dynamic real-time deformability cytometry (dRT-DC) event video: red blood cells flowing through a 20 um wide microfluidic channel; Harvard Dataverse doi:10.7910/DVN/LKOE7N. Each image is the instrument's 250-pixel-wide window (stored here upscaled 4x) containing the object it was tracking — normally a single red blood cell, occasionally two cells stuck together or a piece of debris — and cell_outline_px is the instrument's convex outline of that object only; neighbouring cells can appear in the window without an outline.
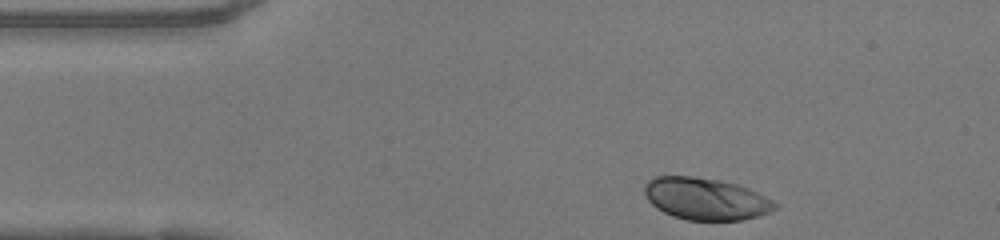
{"species": "human", "species_latin": "Homo sapiens", "temperature_condition": "warm", "stored_images_in_passage": 32, "camera_frame_rate_fps": 3000, "um_per_image_px": 0.085, "donor": {"sex": "female"}, "frame": {"image": 1, "passage_image": 1, "time_ms": 0.0, "image_size_px": [1000, 240], "cell_outline_px": [[780, 208], [760, 216], [740, 220], [688, 220], [672, 216], [656, 208], [648, 200], [644, 192], [644, 184], [648, 180], [656, 176], [692, 176], [720, 180], [736, 184], [748, 188], [776, 200], [780, 204]], "centroid_in_image_um": [60.04, 16.9], "position_along_channel_um": 25.0, "area_um2": 32.37}}
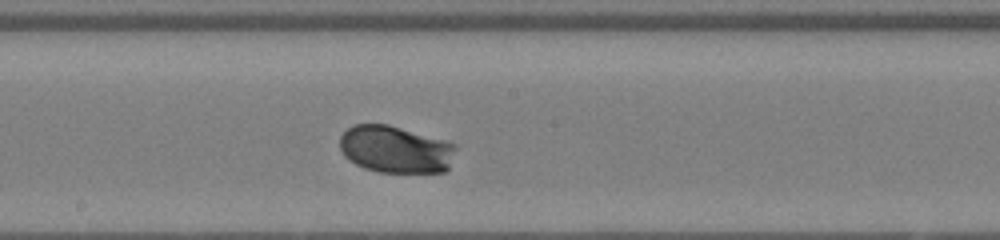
{"frame": {"image": 2, "passage_image": 19, "time_ms": 6.0, "image_size_px": [1000, 240], "cell_outline_px": [[456, 148], [448, 168], [444, 172], [380, 172], [364, 168], [348, 160], [340, 152], [340, 136], [352, 124], [388, 124], [448, 140], [456, 144]], "centroid_in_image_um": [33.61, 12.68], "position_along_channel_um": 214.6, "area_um2": 32.25}}
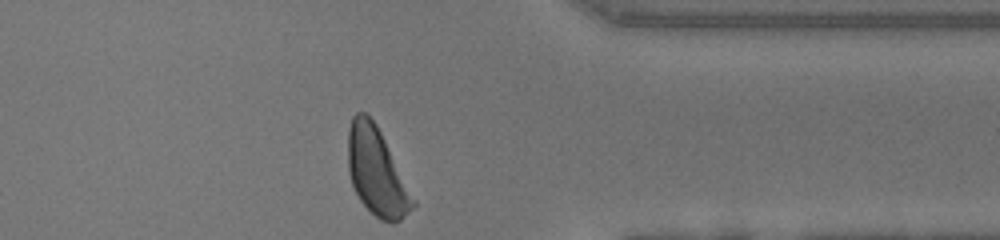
{"frame": {"image": 3, "passage_image": 32, "time_ms": 10.333, "image_size_px": [1000, 240], "cell_outline_px": [[416, 204], [400, 220], [392, 224], [380, 220], [360, 200], [352, 184], [348, 172], [348, 128], [352, 116], [356, 112], [364, 112], [376, 124], [416, 200]], "centroid_in_image_um": [32.01, 14.6], "position_along_channel_um": 379.4, "area_um2": 32.83}, "authors_computed_cell_mechanics": {"area_um2": 31.8189, "velocity_mm_per_s": 4.1078, "shape_relaxation_time_tau1_ms": 1.4962, "shape_relaxation_time_tau2_ms": null, "deformation_change_tau1": 0.1396, "deformation_change_tau2": null}}